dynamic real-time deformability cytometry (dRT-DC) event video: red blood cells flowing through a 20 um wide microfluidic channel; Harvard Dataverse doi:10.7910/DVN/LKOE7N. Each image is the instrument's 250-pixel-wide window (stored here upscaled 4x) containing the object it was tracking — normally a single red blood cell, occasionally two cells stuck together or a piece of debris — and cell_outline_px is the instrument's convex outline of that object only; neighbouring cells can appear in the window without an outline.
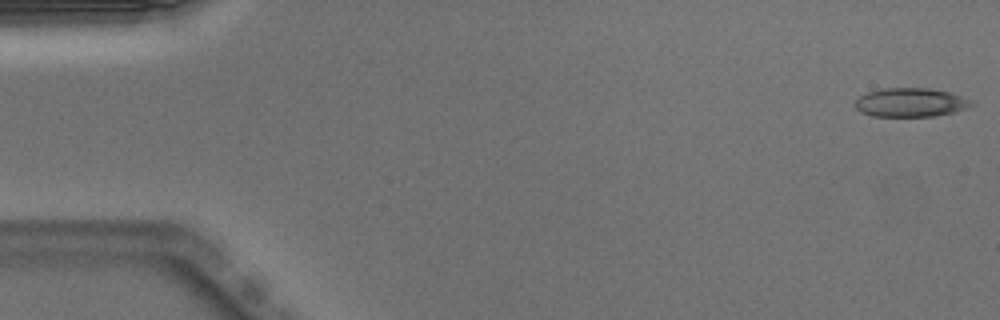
{"species": "Egyptian fruit bat (a non-hibernating species)", "species_latin": "Rousettus aegyptiacus", "temperature_condition": "warm", "stored_images_in_passage": 50, "camera_frame_rate_fps": 3000, "um_per_image_px": 0.085, "animal": {"sex": "male"}, "frame": {"image": 1, "passage_image": 1, "time_ms": 0.0, "image_size_px": [1000, 320], "cell_outline_px": [[976, 104], [956, 112], [936, 116], [872, 116], [860, 112], [852, 104], [860, 96], [868, 92], [884, 88], [928, 88], [948, 92], [976, 100]], "centroid_in_image_um": [77.44, 8.71], "position_along_channel_um": 7.6, "area_um2": 19.83}}
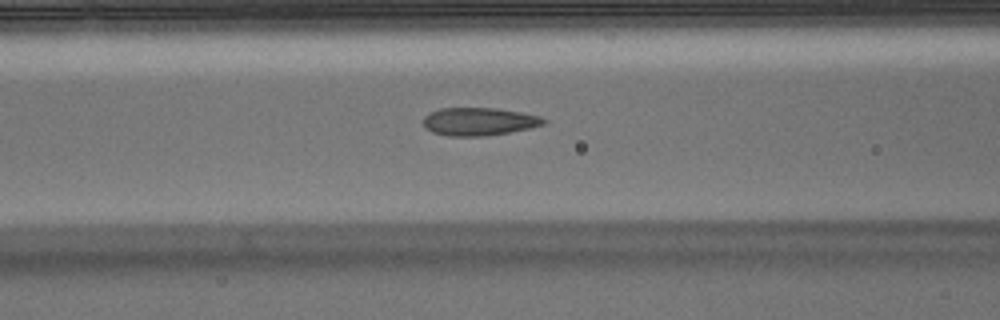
{"frame": {"image": 2, "passage_image": 20, "time_ms": 6.333, "image_size_px": [1000, 320], "cell_outline_px": [[548, 120], [544, 124], [528, 128], [508, 132], [484, 136], [448, 136], [432, 132], [424, 128], [424, 116], [428, 112], [440, 108], [496, 108], [520, 112], [540, 116]], "centroid_in_image_um": [40.67, 10.32], "position_along_channel_um": 125.9, "area_um2": 19.59}}
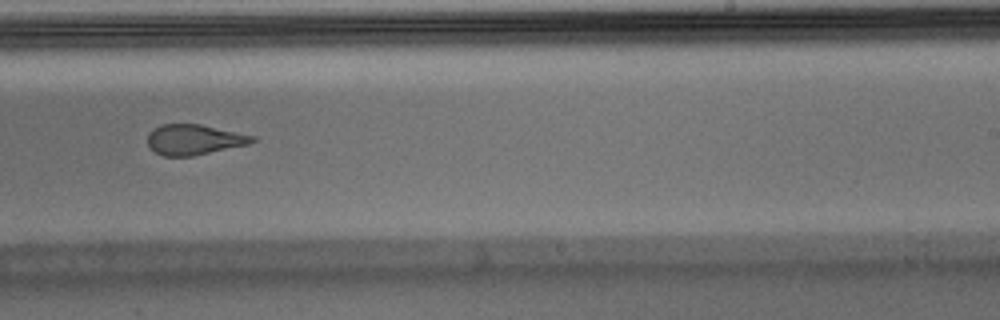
{"frame": {"image": 3, "passage_image": 31, "time_ms": 10.0, "image_size_px": [1000, 320], "cell_outline_px": [[260, 140], [248, 144], [192, 156], [164, 156], [156, 152], [148, 144], [148, 132], [160, 124], [200, 124], [256, 136]], "centroid_in_image_um": [16.52, 11.86], "position_along_channel_um": 272.5, "area_um2": 18.5}, "authors_computed_cell_mechanics": {"area_um2": 20.1144, "velocity_mm_per_s": 4.0078, "shape_relaxation_time_tau1_ms": null, "shape_relaxation_time_tau2_ms": 1.6162, "deformation_change_tau1": null, "deformation_change_tau2": 0.1084}}